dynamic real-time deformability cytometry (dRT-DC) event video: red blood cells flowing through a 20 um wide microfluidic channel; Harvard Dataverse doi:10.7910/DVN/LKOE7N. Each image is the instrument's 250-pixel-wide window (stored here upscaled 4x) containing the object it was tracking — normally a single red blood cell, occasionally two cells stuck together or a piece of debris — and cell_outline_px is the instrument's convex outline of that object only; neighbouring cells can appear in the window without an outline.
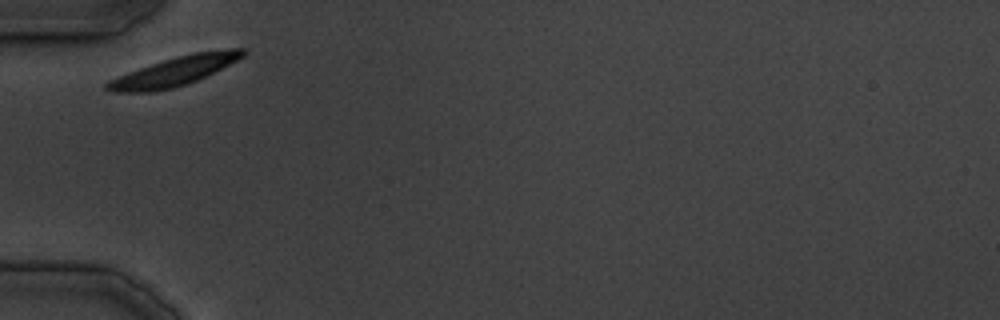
{"species": "common noctule bat (a hibernating species)", "species_latin": "Nyctalus noctula", "temperature_condition": "cold", "stored_images_in_passage": 8, "camera_frame_rate_fps": 3000, "um_per_image_px": 0.085, "animal": {"sex": "male", "body_mass_g": 19.5, "forearm_length_mm": 54.6}, "frame": {"image": 1, "passage_image": 1, "time_ms": 0.0, "image_size_px": [1000, 320], "cell_outline_px": [[244, 56], [196, 80], [172, 88], [152, 92], [116, 92], [104, 88], [104, 84], [108, 80], [128, 72], [176, 56], [192, 52], [232, 48], [244, 48]], "centroid_in_image_um": [14.78, 6.05], "position_along_channel_um": 70.2, "area_um2": 22.48}}
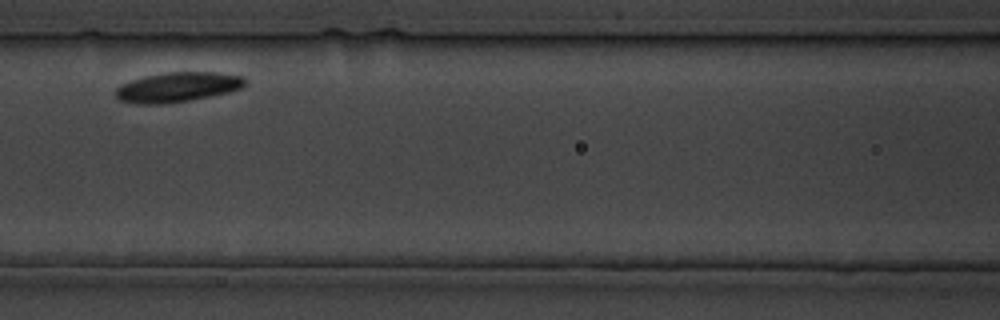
{"frame": {"image": 2, "passage_image": 6, "time_ms": 6.667, "image_size_px": [1000, 320], "cell_outline_px": [[248, 84], [244, 88], [232, 92], [188, 100], [156, 104], [136, 104], [120, 100], [116, 96], [116, 88], [120, 84], [144, 76], [168, 72], [216, 72], [244, 76], [248, 80]], "centroid_in_image_um": [15.17, 7.39], "position_along_channel_um": 151.4, "area_um2": 22.66}}